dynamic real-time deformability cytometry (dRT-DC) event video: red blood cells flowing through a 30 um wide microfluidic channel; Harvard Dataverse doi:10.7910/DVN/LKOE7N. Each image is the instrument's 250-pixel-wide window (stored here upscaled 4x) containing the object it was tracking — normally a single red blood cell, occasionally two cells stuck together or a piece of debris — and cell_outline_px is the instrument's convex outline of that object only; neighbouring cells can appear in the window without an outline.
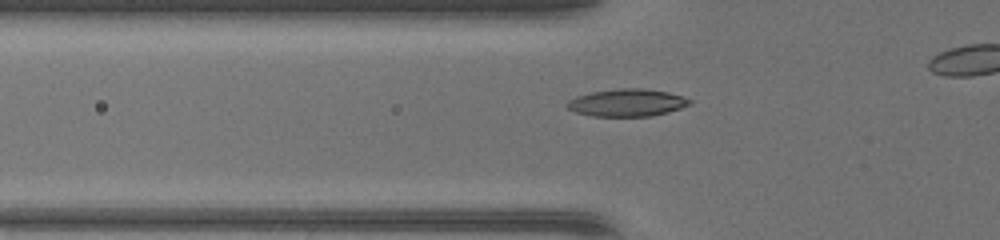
{"species": "common noctule bat (a hibernating species)", "species_latin": "Nyctalus noctula", "temperature_condition": "warm", "stored_images_in_passage": 42, "camera_frame_rate_fps": 3000, "um_per_image_px": 0.085, "animal": {"sex": "female", "body_mass_g": 17.0, "forearm_length_mm": 48.0}, "frame": {"image": 1, "passage_image": 19, "time_ms": 6.0, "image_size_px": [1000, 240], "cell_outline_px": [[692, 104], [668, 112], [652, 116], [592, 116], [576, 112], [568, 108], [564, 104], [568, 100], [576, 96], [592, 92], [620, 88], [644, 88], [668, 92], [692, 100]], "centroid_in_image_um": [53.29, 8.73], "position_along_channel_um": 72.5, "area_um2": 19.59}}
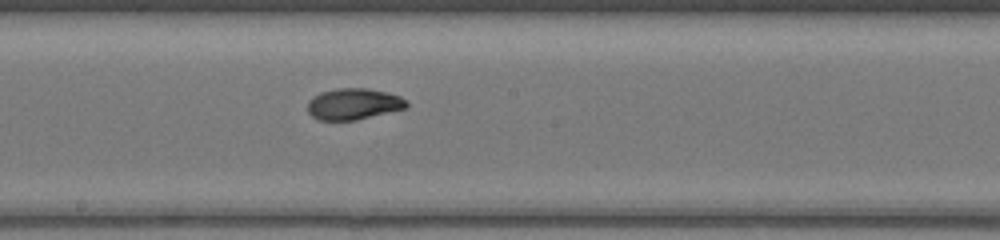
{"frame": {"image": 2, "passage_image": 29, "time_ms": 9.333, "image_size_px": [1000, 240], "cell_outline_px": [[408, 104], [404, 108], [356, 120], [316, 120], [308, 112], [308, 100], [312, 96], [320, 92], [336, 88], [368, 88], [388, 92], [400, 96]], "centroid_in_image_um": [29.99, 8.83], "position_along_channel_um": 218.2, "area_um2": 18.03}}
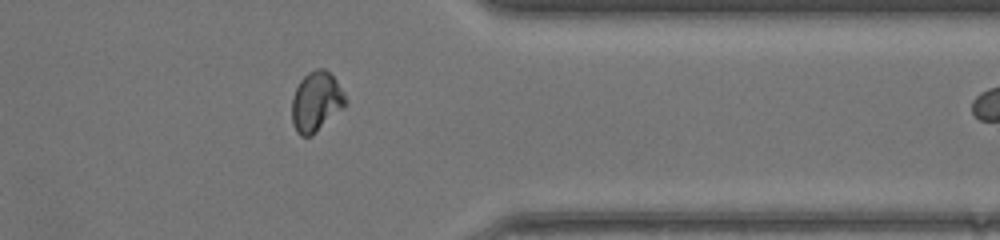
{"frame": {"image": 3, "passage_image": 41, "time_ms": 13.333, "image_size_px": [1000, 240], "cell_outline_px": [[348, 100], [312, 136], [300, 136], [296, 132], [292, 124], [292, 96], [300, 80], [308, 72], [316, 68], [324, 68], [336, 80], [344, 92]], "centroid_in_image_um": [26.84, 8.63], "position_along_channel_um": 384.6, "area_um2": 18.44}}